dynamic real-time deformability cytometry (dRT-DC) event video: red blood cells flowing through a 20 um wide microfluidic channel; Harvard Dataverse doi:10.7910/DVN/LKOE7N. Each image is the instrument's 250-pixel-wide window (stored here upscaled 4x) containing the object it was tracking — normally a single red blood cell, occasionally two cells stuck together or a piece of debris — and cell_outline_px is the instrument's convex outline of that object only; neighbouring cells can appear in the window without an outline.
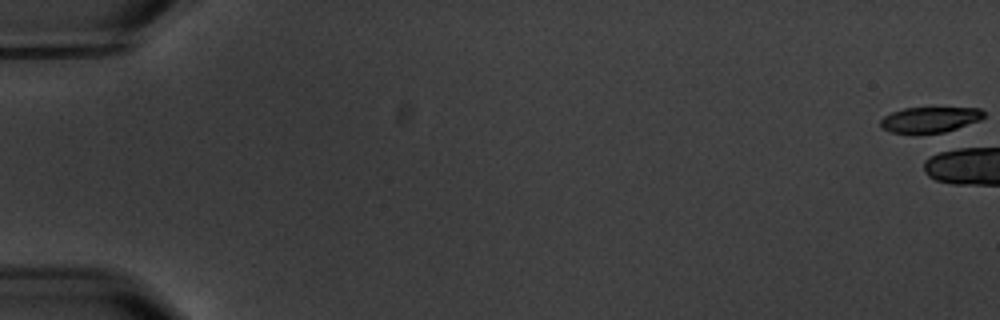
{"species": "common noctule bat (a hibernating species)", "species_latin": "Nyctalus noctula", "temperature_condition": "warm", "stored_images_in_passage": 1, "camera_frame_rate_fps": 3000, "um_per_image_px": 0.085, "animal": {"sex": "male", "body_mass_g": 20.1, "forearm_length_mm": 53.5}, "frame": {"image": 1, "passage_image": 1, "time_ms": 0.0, "image_size_px": [1000, 320], "cell_outline_px": [[984, 116], [980, 120], [944, 132], [916, 136], [892, 132], [880, 128], [880, 120], [884, 116], [892, 112], [904, 108], [980, 108], [984, 112]], "centroid_in_image_um": [78.97, 10.21], "position_along_channel_um": 6.0, "area_um2": 15.78}}